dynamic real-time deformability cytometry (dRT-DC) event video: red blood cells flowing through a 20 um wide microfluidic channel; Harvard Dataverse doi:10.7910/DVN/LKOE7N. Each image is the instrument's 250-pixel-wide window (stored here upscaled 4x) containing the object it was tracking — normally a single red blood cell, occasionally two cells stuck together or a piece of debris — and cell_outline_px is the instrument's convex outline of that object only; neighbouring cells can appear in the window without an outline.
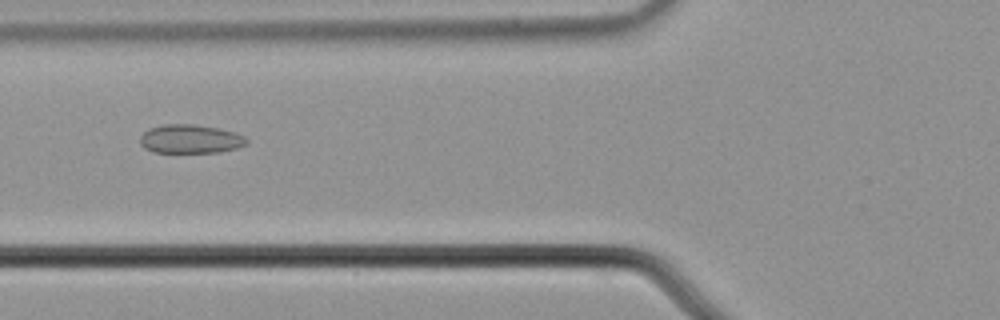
{"species": "common noctule bat (a hibernating species)", "species_latin": "Nyctalus noctula", "temperature_condition": "cold", "stored_images_in_passage": 34, "camera_frame_rate_fps": 3000, "um_per_image_px": 0.085, "animal": {"sex": "male", "body_mass_g": 21.5, "forearm_length_mm": 52.0}, "frame": {"image": 1, "passage_image": 4, "time_ms": 1.0, "image_size_px": [1000, 320], "cell_outline_px": [[248, 144], [236, 148], [220, 152], [152, 152], [144, 148], [140, 144], [140, 136], [148, 128], [164, 124], [196, 124], [220, 128], [236, 132], [244, 136], [248, 140]], "centroid_in_image_um": [16.19, 11.8], "position_along_channel_um": 109.6, "area_um2": 18.09}}
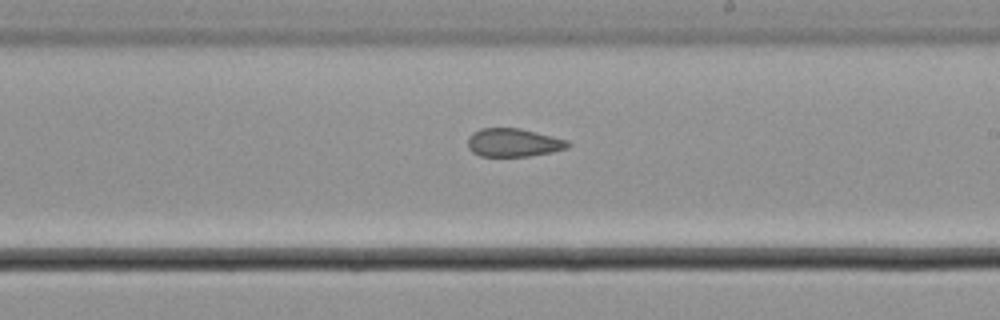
{"frame": {"image": 2, "passage_image": 15, "time_ms": 4.667, "image_size_px": [1000, 320], "cell_outline_px": [[572, 144], [568, 148], [552, 152], [528, 156], [480, 156], [472, 152], [468, 148], [468, 136], [472, 132], [480, 128], [520, 128], [568, 140]], "centroid_in_image_um": [43.64, 12.12], "position_along_channel_um": 245.4, "area_um2": 16.65}}
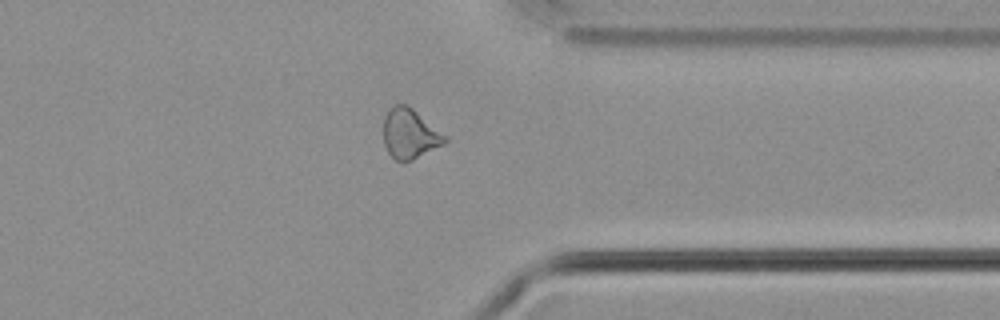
{"frame": {"image": 3, "passage_image": 26, "time_ms": 8.333, "image_size_px": [1000, 320], "cell_outline_px": [[448, 140], [444, 144], [412, 160], [396, 160], [388, 152], [384, 144], [384, 116], [392, 104], [408, 104], [448, 136]], "centroid_in_image_um": [34.85, 11.33], "position_along_channel_um": 376.5, "area_um2": 17.98}}